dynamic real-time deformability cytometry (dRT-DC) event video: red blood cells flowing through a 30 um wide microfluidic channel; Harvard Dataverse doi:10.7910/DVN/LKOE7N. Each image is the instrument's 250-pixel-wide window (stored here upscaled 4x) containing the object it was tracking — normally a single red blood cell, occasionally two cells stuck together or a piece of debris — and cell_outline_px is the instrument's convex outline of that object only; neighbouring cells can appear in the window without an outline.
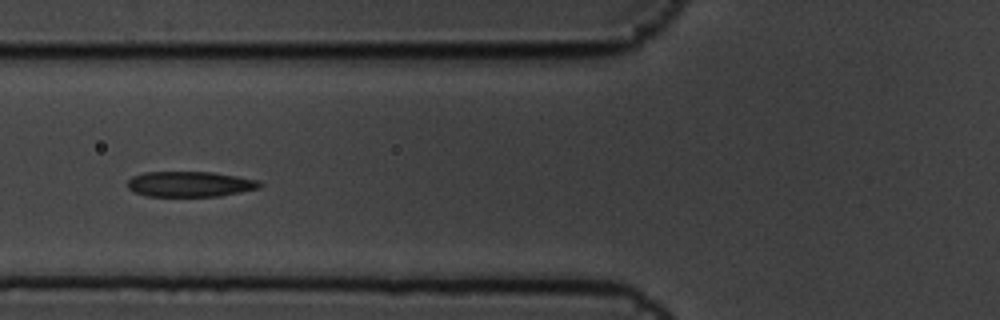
{"species": "common noctule bat (a hibernating species)", "species_latin": "Nyctalus noctula", "temperature_condition": "cold", "stored_images_in_passage": 10, "camera_frame_rate_fps": 3000, "um_per_image_px": 0.085, "animal": {"sex": "male", "body_mass_g": 19.5, "forearm_length_mm": 54.6}, "frame": {"image": 1, "passage_image": 5, "time_ms": 1.333, "image_size_px": [1000, 320], "cell_outline_px": [[264, 184], [260, 188], [220, 196], [148, 196], [136, 192], [128, 188], [128, 180], [132, 176], [144, 172], [212, 172], [260, 180]], "centroid_in_image_um": [16.19, 15.64], "position_along_channel_um": 109.6, "area_um2": 19.59}}
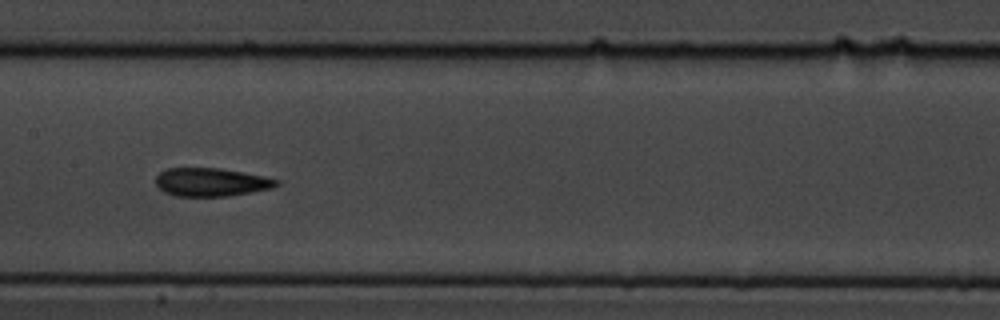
{"frame": {"image": 2, "passage_image": 7, "time_ms": 2.0, "image_size_px": [1000, 320], "cell_outline_px": [[280, 184], [272, 188], [252, 192], [228, 196], [176, 196], [164, 192], [156, 184], [156, 176], [160, 172], [168, 168], [220, 168], [264, 176], [280, 180]], "centroid_in_image_um": [17.97, 15.48], "position_along_channel_um": 189.4, "area_um2": 19.94}}
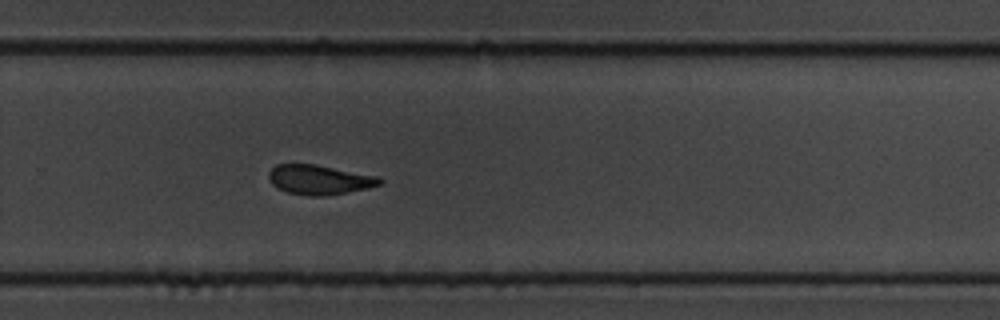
{"frame": {"image": 3, "passage_image": 10, "time_ms": 3.0, "image_size_px": [1000, 320], "cell_outline_px": [[384, 180], [380, 184], [368, 188], [348, 192], [324, 196], [308, 196], [288, 192], [276, 188], [268, 180], [268, 172], [276, 164], [316, 164], [380, 176]], "centroid_in_image_um": [27.15, 15.27], "position_along_channel_um": 302.7, "area_um2": 19.42}}